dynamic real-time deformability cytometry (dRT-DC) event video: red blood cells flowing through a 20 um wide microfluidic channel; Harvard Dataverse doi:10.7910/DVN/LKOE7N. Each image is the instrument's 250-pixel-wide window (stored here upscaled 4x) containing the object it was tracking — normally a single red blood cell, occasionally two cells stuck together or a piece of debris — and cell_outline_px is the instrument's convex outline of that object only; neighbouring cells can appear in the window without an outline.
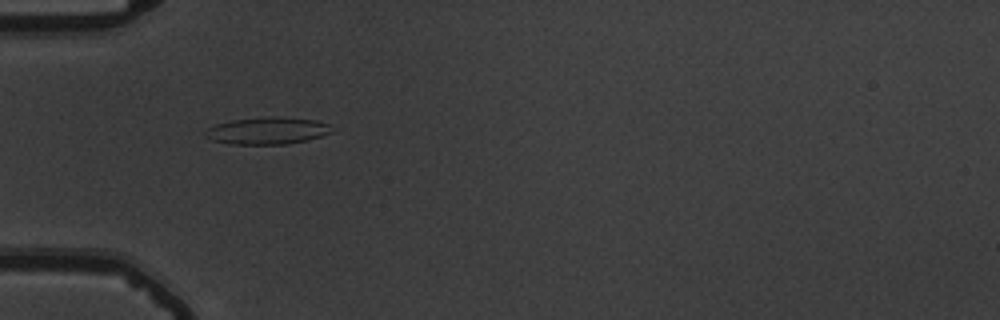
{"species": "common noctule bat (a hibernating species)", "species_latin": "Nyctalus noctula", "temperature_condition": "warm", "stored_images_in_passage": 39, "camera_frame_rate_fps": 3000, "um_per_image_px": 0.085, "animal": {"sex": "male", "body_mass_g": 19.5, "forearm_length_mm": 54.6}, "frame": {"image": 1, "passage_image": 2, "time_ms": 0.333, "image_size_px": [1000, 320], "cell_outline_px": [[332, 132], [308, 140], [288, 144], [232, 144], [212, 140], [204, 136], [204, 132], [208, 128], [216, 124], [232, 120], [264, 116], [276, 116], [316, 120], [328, 124]], "centroid_in_image_um": [22.7, 11.1], "position_along_channel_um": 62.3, "area_um2": 20.0}}
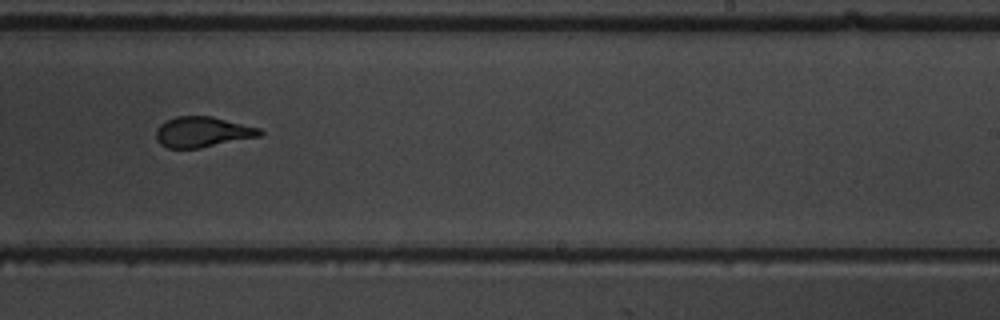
{"frame": {"image": 2, "passage_image": 19, "time_ms": 6.0, "image_size_px": [1000, 320], "cell_outline_px": [[264, 132], [260, 136], [200, 148], [168, 148], [160, 144], [156, 140], [156, 128], [160, 124], [176, 116], [212, 116], [260, 128]], "centroid_in_image_um": [17.2, 11.22], "position_along_channel_um": 271.8, "area_um2": 18.44}}
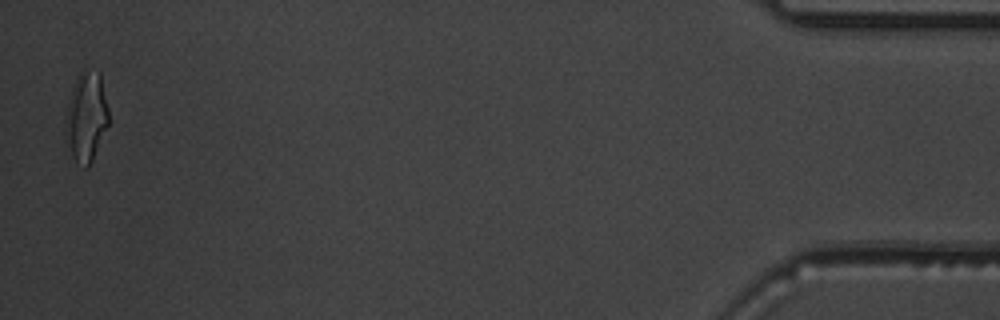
{"frame": {"image": 3, "passage_image": 38, "time_ms": 12.333, "image_size_px": [1000, 320], "cell_outline_px": [[108, 124], [92, 160], [88, 168], [84, 168], [76, 164], [64, 140], [64, 132], [68, 100], [72, 84], [76, 76], [84, 68], [88, 68], [100, 72], [108, 108]], "centroid_in_image_um": [7.3, 9.92], "position_along_channel_um": 427.9, "area_um2": 23.06}, "authors_computed_cell_mechanics": {"area_um2": 19.1318, "velocity_mm_per_s": 3.767, "shape_relaxation_time_tau1_ms": 4.4359, "shape_relaxation_time_tau2_ms": 1.017, "deformation_change_tau1": 0.1829, "deformation_change_tau2": 0.0844}}